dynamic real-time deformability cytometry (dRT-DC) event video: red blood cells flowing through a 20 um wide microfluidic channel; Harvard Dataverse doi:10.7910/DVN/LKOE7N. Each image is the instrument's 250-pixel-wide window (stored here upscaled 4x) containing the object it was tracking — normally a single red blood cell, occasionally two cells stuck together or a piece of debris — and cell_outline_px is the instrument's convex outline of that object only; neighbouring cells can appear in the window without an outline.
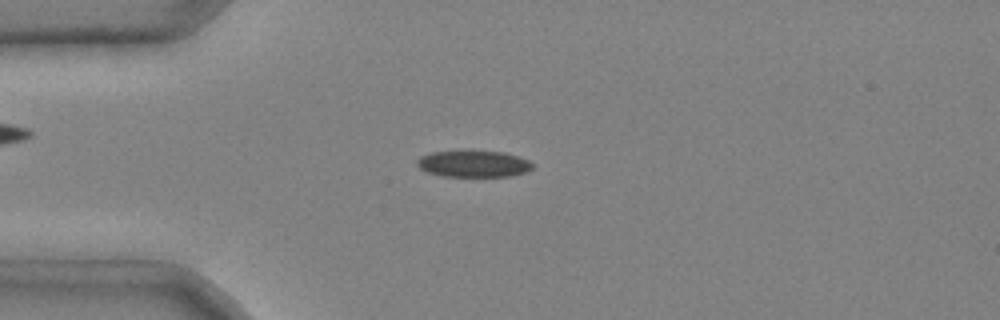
{"species": "common noctule bat (a hibernating species)", "species_latin": "Nyctalus noctula", "temperature_condition": "cold", "stored_images_in_passage": 3, "camera_frame_rate_fps": 3000, "um_per_image_px": 0.085, "animal": {"sex": "male", "body_mass_g": 20.4}, "frame": {"image": 1, "passage_image": 3, "time_ms": 0.667, "image_size_px": [1000, 320], "cell_outline_px": [[532, 168], [524, 172], [512, 176], [444, 176], [428, 172], [420, 168], [416, 164], [416, 160], [420, 156], [432, 152], [504, 152], [528, 160], [532, 164]], "centroid_in_image_um": [40.22, 13.94], "position_along_channel_um": 44.8, "area_um2": 17.4}}